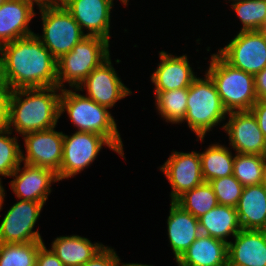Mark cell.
<instances>
[{
    "label": "cell",
    "instance_id": "cell-41",
    "mask_svg": "<svg viewBox=\"0 0 266 266\" xmlns=\"http://www.w3.org/2000/svg\"><path fill=\"white\" fill-rule=\"evenodd\" d=\"M5 83L3 80V67H2V54H1V50H0V89L5 88Z\"/></svg>",
    "mask_w": 266,
    "mask_h": 266
},
{
    "label": "cell",
    "instance_id": "cell-17",
    "mask_svg": "<svg viewBox=\"0 0 266 266\" xmlns=\"http://www.w3.org/2000/svg\"><path fill=\"white\" fill-rule=\"evenodd\" d=\"M158 53L160 62L150 76L154 91L188 88L197 77L188 55H173L164 50Z\"/></svg>",
    "mask_w": 266,
    "mask_h": 266
},
{
    "label": "cell",
    "instance_id": "cell-21",
    "mask_svg": "<svg viewBox=\"0 0 266 266\" xmlns=\"http://www.w3.org/2000/svg\"><path fill=\"white\" fill-rule=\"evenodd\" d=\"M228 260V244L200 234L176 261L177 266H224Z\"/></svg>",
    "mask_w": 266,
    "mask_h": 266
},
{
    "label": "cell",
    "instance_id": "cell-16",
    "mask_svg": "<svg viewBox=\"0 0 266 266\" xmlns=\"http://www.w3.org/2000/svg\"><path fill=\"white\" fill-rule=\"evenodd\" d=\"M114 1L68 0L63 5L86 36H97L111 42V11L115 6Z\"/></svg>",
    "mask_w": 266,
    "mask_h": 266
},
{
    "label": "cell",
    "instance_id": "cell-1",
    "mask_svg": "<svg viewBox=\"0 0 266 266\" xmlns=\"http://www.w3.org/2000/svg\"><path fill=\"white\" fill-rule=\"evenodd\" d=\"M0 50L9 90L58 86L57 60L35 34L6 43Z\"/></svg>",
    "mask_w": 266,
    "mask_h": 266
},
{
    "label": "cell",
    "instance_id": "cell-20",
    "mask_svg": "<svg viewBox=\"0 0 266 266\" xmlns=\"http://www.w3.org/2000/svg\"><path fill=\"white\" fill-rule=\"evenodd\" d=\"M228 261L243 266H266V230H240L228 243Z\"/></svg>",
    "mask_w": 266,
    "mask_h": 266
},
{
    "label": "cell",
    "instance_id": "cell-23",
    "mask_svg": "<svg viewBox=\"0 0 266 266\" xmlns=\"http://www.w3.org/2000/svg\"><path fill=\"white\" fill-rule=\"evenodd\" d=\"M236 210L242 230H266V186H245Z\"/></svg>",
    "mask_w": 266,
    "mask_h": 266
},
{
    "label": "cell",
    "instance_id": "cell-45",
    "mask_svg": "<svg viewBox=\"0 0 266 266\" xmlns=\"http://www.w3.org/2000/svg\"><path fill=\"white\" fill-rule=\"evenodd\" d=\"M6 0H0V6L5 2Z\"/></svg>",
    "mask_w": 266,
    "mask_h": 266
},
{
    "label": "cell",
    "instance_id": "cell-12",
    "mask_svg": "<svg viewBox=\"0 0 266 266\" xmlns=\"http://www.w3.org/2000/svg\"><path fill=\"white\" fill-rule=\"evenodd\" d=\"M158 168L171 186L170 201H176L186 191L205 182L202 176L199 151L178 152L173 150L164 164Z\"/></svg>",
    "mask_w": 266,
    "mask_h": 266
},
{
    "label": "cell",
    "instance_id": "cell-37",
    "mask_svg": "<svg viewBox=\"0 0 266 266\" xmlns=\"http://www.w3.org/2000/svg\"><path fill=\"white\" fill-rule=\"evenodd\" d=\"M255 92L259 99H266V67L254 76Z\"/></svg>",
    "mask_w": 266,
    "mask_h": 266
},
{
    "label": "cell",
    "instance_id": "cell-29",
    "mask_svg": "<svg viewBox=\"0 0 266 266\" xmlns=\"http://www.w3.org/2000/svg\"><path fill=\"white\" fill-rule=\"evenodd\" d=\"M265 156L235 153L233 176L245 187L263 183Z\"/></svg>",
    "mask_w": 266,
    "mask_h": 266
},
{
    "label": "cell",
    "instance_id": "cell-25",
    "mask_svg": "<svg viewBox=\"0 0 266 266\" xmlns=\"http://www.w3.org/2000/svg\"><path fill=\"white\" fill-rule=\"evenodd\" d=\"M233 153L229 146L219 142L210 144L203 152H199L204 181L233 175Z\"/></svg>",
    "mask_w": 266,
    "mask_h": 266
},
{
    "label": "cell",
    "instance_id": "cell-26",
    "mask_svg": "<svg viewBox=\"0 0 266 266\" xmlns=\"http://www.w3.org/2000/svg\"><path fill=\"white\" fill-rule=\"evenodd\" d=\"M153 92L158 115L171 125H179L187 112L188 88Z\"/></svg>",
    "mask_w": 266,
    "mask_h": 266
},
{
    "label": "cell",
    "instance_id": "cell-19",
    "mask_svg": "<svg viewBox=\"0 0 266 266\" xmlns=\"http://www.w3.org/2000/svg\"><path fill=\"white\" fill-rule=\"evenodd\" d=\"M167 235L175 262L201 234L198 219L175 201H170Z\"/></svg>",
    "mask_w": 266,
    "mask_h": 266
},
{
    "label": "cell",
    "instance_id": "cell-36",
    "mask_svg": "<svg viewBox=\"0 0 266 266\" xmlns=\"http://www.w3.org/2000/svg\"><path fill=\"white\" fill-rule=\"evenodd\" d=\"M255 116L258 126L266 139V99H259L250 110Z\"/></svg>",
    "mask_w": 266,
    "mask_h": 266
},
{
    "label": "cell",
    "instance_id": "cell-9",
    "mask_svg": "<svg viewBox=\"0 0 266 266\" xmlns=\"http://www.w3.org/2000/svg\"><path fill=\"white\" fill-rule=\"evenodd\" d=\"M217 53L233 67L255 76L266 67V30L239 31Z\"/></svg>",
    "mask_w": 266,
    "mask_h": 266
},
{
    "label": "cell",
    "instance_id": "cell-40",
    "mask_svg": "<svg viewBox=\"0 0 266 266\" xmlns=\"http://www.w3.org/2000/svg\"><path fill=\"white\" fill-rule=\"evenodd\" d=\"M116 266H154V265H148V264H142V263H124L118 256L117 265Z\"/></svg>",
    "mask_w": 266,
    "mask_h": 266
},
{
    "label": "cell",
    "instance_id": "cell-31",
    "mask_svg": "<svg viewBox=\"0 0 266 266\" xmlns=\"http://www.w3.org/2000/svg\"><path fill=\"white\" fill-rule=\"evenodd\" d=\"M18 136H14L8 128L0 131V184L3 183L2 177L10 178L22 163V146L18 142Z\"/></svg>",
    "mask_w": 266,
    "mask_h": 266
},
{
    "label": "cell",
    "instance_id": "cell-7",
    "mask_svg": "<svg viewBox=\"0 0 266 266\" xmlns=\"http://www.w3.org/2000/svg\"><path fill=\"white\" fill-rule=\"evenodd\" d=\"M42 34L36 37L58 60L70 52L86 35L64 5L39 4Z\"/></svg>",
    "mask_w": 266,
    "mask_h": 266
},
{
    "label": "cell",
    "instance_id": "cell-38",
    "mask_svg": "<svg viewBox=\"0 0 266 266\" xmlns=\"http://www.w3.org/2000/svg\"><path fill=\"white\" fill-rule=\"evenodd\" d=\"M68 0H38L39 4H49V5H63Z\"/></svg>",
    "mask_w": 266,
    "mask_h": 266
},
{
    "label": "cell",
    "instance_id": "cell-18",
    "mask_svg": "<svg viewBox=\"0 0 266 266\" xmlns=\"http://www.w3.org/2000/svg\"><path fill=\"white\" fill-rule=\"evenodd\" d=\"M38 0H6L0 6V47L35 34L30 22L36 16Z\"/></svg>",
    "mask_w": 266,
    "mask_h": 266
},
{
    "label": "cell",
    "instance_id": "cell-4",
    "mask_svg": "<svg viewBox=\"0 0 266 266\" xmlns=\"http://www.w3.org/2000/svg\"><path fill=\"white\" fill-rule=\"evenodd\" d=\"M204 77H196L188 87L187 112L184 120L192 133L196 135V141H204L207 133L214 127L221 126L222 130L228 112L225 110L216 85L205 72Z\"/></svg>",
    "mask_w": 266,
    "mask_h": 266
},
{
    "label": "cell",
    "instance_id": "cell-5",
    "mask_svg": "<svg viewBox=\"0 0 266 266\" xmlns=\"http://www.w3.org/2000/svg\"><path fill=\"white\" fill-rule=\"evenodd\" d=\"M205 72L216 85L225 110L249 111L257 102L254 75L227 63L217 52L210 55Z\"/></svg>",
    "mask_w": 266,
    "mask_h": 266
},
{
    "label": "cell",
    "instance_id": "cell-35",
    "mask_svg": "<svg viewBox=\"0 0 266 266\" xmlns=\"http://www.w3.org/2000/svg\"><path fill=\"white\" fill-rule=\"evenodd\" d=\"M9 95L7 87L0 89V131L8 127Z\"/></svg>",
    "mask_w": 266,
    "mask_h": 266
},
{
    "label": "cell",
    "instance_id": "cell-13",
    "mask_svg": "<svg viewBox=\"0 0 266 266\" xmlns=\"http://www.w3.org/2000/svg\"><path fill=\"white\" fill-rule=\"evenodd\" d=\"M56 127L24 134L25 153L22 149V163L50 169L55 173L60 170L64 133Z\"/></svg>",
    "mask_w": 266,
    "mask_h": 266
},
{
    "label": "cell",
    "instance_id": "cell-10",
    "mask_svg": "<svg viewBox=\"0 0 266 266\" xmlns=\"http://www.w3.org/2000/svg\"><path fill=\"white\" fill-rule=\"evenodd\" d=\"M43 207L41 202L18 199L0 221V243L44 242L39 229H34Z\"/></svg>",
    "mask_w": 266,
    "mask_h": 266
},
{
    "label": "cell",
    "instance_id": "cell-14",
    "mask_svg": "<svg viewBox=\"0 0 266 266\" xmlns=\"http://www.w3.org/2000/svg\"><path fill=\"white\" fill-rule=\"evenodd\" d=\"M226 120L223 130L235 153L266 156V139L250 110L229 112Z\"/></svg>",
    "mask_w": 266,
    "mask_h": 266
},
{
    "label": "cell",
    "instance_id": "cell-24",
    "mask_svg": "<svg viewBox=\"0 0 266 266\" xmlns=\"http://www.w3.org/2000/svg\"><path fill=\"white\" fill-rule=\"evenodd\" d=\"M198 222L202 234L222 240L227 244L230 242L228 238H234L242 229L236 208L226 205L218 204L199 217Z\"/></svg>",
    "mask_w": 266,
    "mask_h": 266
},
{
    "label": "cell",
    "instance_id": "cell-43",
    "mask_svg": "<svg viewBox=\"0 0 266 266\" xmlns=\"http://www.w3.org/2000/svg\"><path fill=\"white\" fill-rule=\"evenodd\" d=\"M224 266H243V265H239V264H234L229 262L228 260L226 261V264Z\"/></svg>",
    "mask_w": 266,
    "mask_h": 266
},
{
    "label": "cell",
    "instance_id": "cell-28",
    "mask_svg": "<svg viewBox=\"0 0 266 266\" xmlns=\"http://www.w3.org/2000/svg\"><path fill=\"white\" fill-rule=\"evenodd\" d=\"M175 202L197 219L218 205L216 195L209 182H203L186 191Z\"/></svg>",
    "mask_w": 266,
    "mask_h": 266
},
{
    "label": "cell",
    "instance_id": "cell-6",
    "mask_svg": "<svg viewBox=\"0 0 266 266\" xmlns=\"http://www.w3.org/2000/svg\"><path fill=\"white\" fill-rule=\"evenodd\" d=\"M110 54L109 41L97 36H85L57 60L58 87L66 89L68 83L69 88H77Z\"/></svg>",
    "mask_w": 266,
    "mask_h": 266
},
{
    "label": "cell",
    "instance_id": "cell-3",
    "mask_svg": "<svg viewBox=\"0 0 266 266\" xmlns=\"http://www.w3.org/2000/svg\"><path fill=\"white\" fill-rule=\"evenodd\" d=\"M78 92L77 88L62 89L60 117L67 113L76 131L93 132L105 137L125 158L124 144L111 110Z\"/></svg>",
    "mask_w": 266,
    "mask_h": 266
},
{
    "label": "cell",
    "instance_id": "cell-27",
    "mask_svg": "<svg viewBox=\"0 0 266 266\" xmlns=\"http://www.w3.org/2000/svg\"><path fill=\"white\" fill-rule=\"evenodd\" d=\"M232 2V3H231ZM231 9L242 25L239 31L266 30V0H233Z\"/></svg>",
    "mask_w": 266,
    "mask_h": 266
},
{
    "label": "cell",
    "instance_id": "cell-33",
    "mask_svg": "<svg viewBox=\"0 0 266 266\" xmlns=\"http://www.w3.org/2000/svg\"><path fill=\"white\" fill-rule=\"evenodd\" d=\"M118 254L114 248L105 245L100 252L83 266H116Z\"/></svg>",
    "mask_w": 266,
    "mask_h": 266
},
{
    "label": "cell",
    "instance_id": "cell-30",
    "mask_svg": "<svg viewBox=\"0 0 266 266\" xmlns=\"http://www.w3.org/2000/svg\"><path fill=\"white\" fill-rule=\"evenodd\" d=\"M44 242L0 243V266H36L39 248Z\"/></svg>",
    "mask_w": 266,
    "mask_h": 266
},
{
    "label": "cell",
    "instance_id": "cell-2",
    "mask_svg": "<svg viewBox=\"0 0 266 266\" xmlns=\"http://www.w3.org/2000/svg\"><path fill=\"white\" fill-rule=\"evenodd\" d=\"M61 92L58 86L10 90L7 128L23 136L57 126Z\"/></svg>",
    "mask_w": 266,
    "mask_h": 266
},
{
    "label": "cell",
    "instance_id": "cell-22",
    "mask_svg": "<svg viewBox=\"0 0 266 266\" xmlns=\"http://www.w3.org/2000/svg\"><path fill=\"white\" fill-rule=\"evenodd\" d=\"M105 245L101 242H92L89 238L79 235L57 236L49 248L64 264V266H83Z\"/></svg>",
    "mask_w": 266,
    "mask_h": 266
},
{
    "label": "cell",
    "instance_id": "cell-11",
    "mask_svg": "<svg viewBox=\"0 0 266 266\" xmlns=\"http://www.w3.org/2000/svg\"><path fill=\"white\" fill-rule=\"evenodd\" d=\"M111 58L110 55L92 70L77 87L79 91H86L85 96L109 110L115 107L119 100H124V98L132 95V91L122 82L114 68Z\"/></svg>",
    "mask_w": 266,
    "mask_h": 266
},
{
    "label": "cell",
    "instance_id": "cell-34",
    "mask_svg": "<svg viewBox=\"0 0 266 266\" xmlns=\"http://www.w3.org/2000/svg\"><path fill=\"white\" fill-rule=\"evenodd\" d=\"M36 266H64L59 258L45 245L39 248L36 257Z\"/></svg>",
    "mask_w": 266,
    "mask_h": 266
},
{
    "label": "cell",
    "instance_id": "cell-32",
    "mask_svg": "<svg viewBox=\"0 0 266 266\" xmlns=\"http://www.w3.org/2000/svg\"><path fill=\"white\" fill-rule=\"evenodd\" d=\"M219 205L236 208L244 186L233 176L217 178L209 181Z\"/></svg>",
    "mask_w": 266,
    "mask_h": 266
},
{
    "label": "cell",
    "instance_id": "cell-44",
    "mask_svg": "<svg viewBox=\"0 0 266 266\" xmlns=\"http://www.w3.org/2000/svg\"><path fill=\"white\" fill-rule=\"evenodd\" d=\"M123 6H128L129 0H119Z\"/></svg>",
    "mask_w": 266,
    "mask_h": 266
},
{
    "label": "cell",
    "instance_id": "cell-42",
    "mask_svg": "<svg viewBox=\"0 0 266 266\" xmlns=\"http://www.w3.org/2000/svg\"><path fill=\"white\" fill-rule=\"evenodd\" d=\"M263 184L266 186V156H265L264 171H263Z\"/></svg>",
    "mask_w": 266,
    "mask_h": 266
},
{
    "label": "cell",
    "instance_id": "cell-8",
    "mask_svg": "<svg viewBox=\"0 0 266 266\" xmlns=\"http://www.w3.org/2000/svg\"><path fill=\"white\" fill-rule=\"evenodd\" d=\"M104 146L126 160L105 137L99 134L84 131H75L71 135L64 133L62 163L57 173L59 181L74 178L91 167Z\"/></svg>",
    "mask_w": 266,
    "mask_h": 266
},
{
    "label": "cell",
    "instance_id": "cell-39",
    "mask_svg": "<svg viewBox=\"0 0 266 266\" xmlns=\"http://www.w3.org/2000/svg\"><path fill=\"white\" fill-rule=\"evenodd\" d=\"M6 194L7 193L5 191V186H3V184H0V211L3 210V205H4Z\"/></svg>",
    "mask_w": 266,
    "mask_h": 266
},
{
    "label": "cell",
    "instance_id": "cell-15",
    "mask_svg": "<svg viewBox=\"0 0 266 266\" xmlns=\"http://www.w3.org/2000/svg\"><path fill=\"white\" fill-rule=\"evenodd\" d=\"M10 177L13 180L9 186L17 199L41 202L44 205L52 192V185L59 183L54 171L26 163H21Z\"/></svg>",
    "mask_w": 266,
    "mask_h": 266
}]
</instances>
